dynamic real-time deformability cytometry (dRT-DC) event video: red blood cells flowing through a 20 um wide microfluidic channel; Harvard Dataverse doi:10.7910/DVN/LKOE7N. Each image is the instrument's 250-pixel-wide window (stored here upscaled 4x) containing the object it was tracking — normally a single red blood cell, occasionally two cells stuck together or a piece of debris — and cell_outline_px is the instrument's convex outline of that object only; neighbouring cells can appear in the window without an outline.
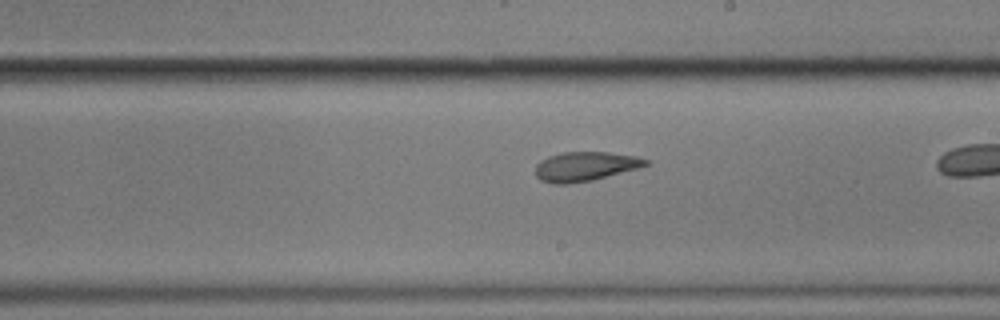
{"species": "common noctule bat (a hibernating species)", "species_latin": "Nyctalus noctula", "temperature_condition": "cold", "stored_images_in_passage": 43, "camera_frame_rate_fps": 3000, "um_per_image_px": 0.085, "animal": {"sex": "male", "body_mass_g": 17.9}, "frame": {"image": 1, "passage_image": 31, "time_ms": 10.0, "image_size_px": [1000, 320], "cell_outline_px": [[648, 164], [636, 168], [592, 180], [568, 184], [552, 184], [540, 180], [536, 176], [536, 164], [540, 160], [548, 156], [564, 152], [608, 152], [636, 156], [648, 160]], "centroid_in_image_um": [49.68, 14.14], "position_along_channel_um": 239.3, "area_um2": 18.67}}